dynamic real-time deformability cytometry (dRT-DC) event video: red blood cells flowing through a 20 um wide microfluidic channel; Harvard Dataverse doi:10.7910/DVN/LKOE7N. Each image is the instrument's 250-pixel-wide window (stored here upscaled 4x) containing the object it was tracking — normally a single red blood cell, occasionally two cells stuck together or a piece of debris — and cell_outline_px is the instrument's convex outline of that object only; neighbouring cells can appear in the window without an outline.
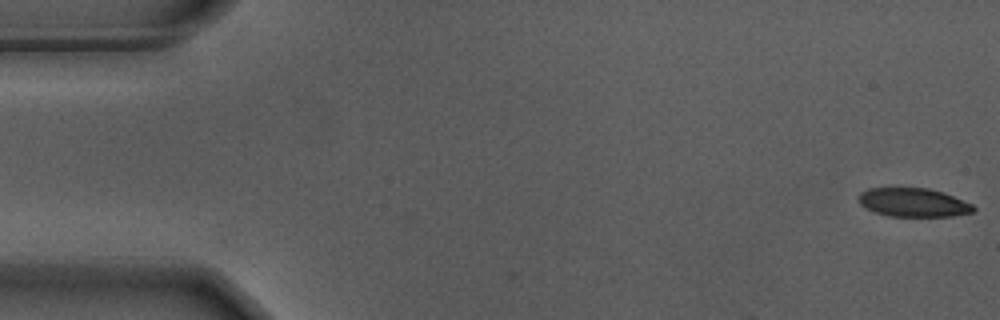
{"species": "Egyptian fruit bat (a non-hibernating species)", "species_latin": "Rousettus aegyptiacus", "temperature_condition": "warm", "stored_images_in_passage": 13, "camera_frame_rate_fps": 3000, "um_per_image_px": 0.085, "animal": {"sex": "male"}, "frame": {"image": 1, "passage_image": 1, "time_ms": 0.0, "image_size_px": [1000, 320], "cell_outline_px": [[976, 208], [972, 212], [952, 216], [888, 216], [864, 208], [860, 204], [860, 192], [868, 188], [928, 188], [952, 196], [972, 204]], "centroid_in_image_um": [77.61, 17.21], "position_along_channel_um": 7.4, "area_um2": 18.96}}
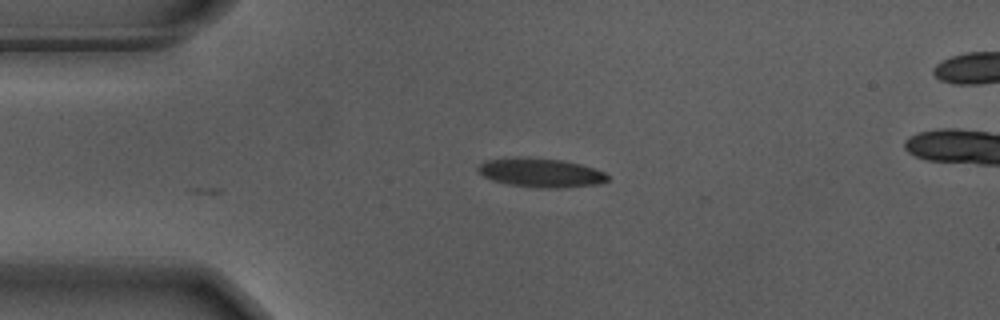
{"frame": {"image": 2, "passage_image": 13, "time_ms": 4.0, "image_size_px": [1000, 320], "cell_outline_px": [[608, 180], [600, 184], [560, 188], [544, 188], [508, 184], [492, 180], [484, 176], [476, 168], [484, 160], [504, 156], [528, 156], [560, 160], [580, 164], [596, 168], [604, 172], [608, 176]], "centroid_in_image_um": [45.93, 14.65], "position_along_channel_um": 39.1, "area_um2": 22.31}}